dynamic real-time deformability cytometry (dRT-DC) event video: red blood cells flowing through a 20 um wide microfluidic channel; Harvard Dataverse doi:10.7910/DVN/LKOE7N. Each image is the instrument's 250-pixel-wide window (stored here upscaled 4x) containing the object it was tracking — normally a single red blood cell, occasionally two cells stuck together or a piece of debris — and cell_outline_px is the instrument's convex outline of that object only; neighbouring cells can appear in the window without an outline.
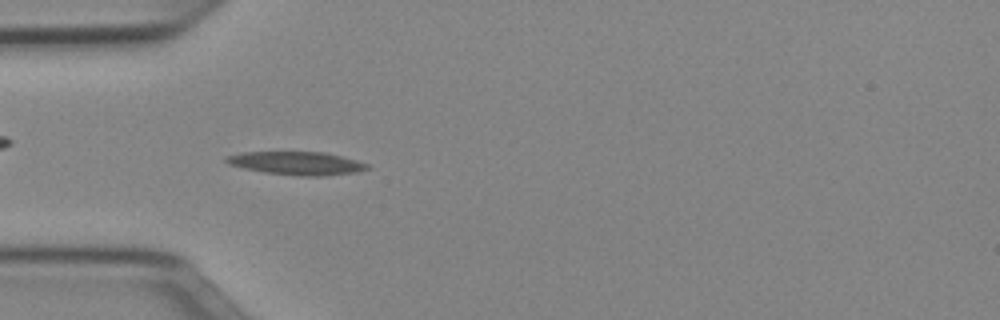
{"species": "Egyptian fruit bat (a non-hibernating species)", "species_latin": "Rousettus aegyptiacus", "temperature_condition": "cold", "stored_images_in_passage": 50, "camera_frame_rate_fps": 3000, "um_per_image_px": 0.085, "animal": {"sex": "female"}, "frame": {"image": 1, "passage_image": 14, "time_ms": 4.333, "image_size_px": [1000, 320], "cell_outline_px": [[372, 168], [356, 172], [324, 176], [300, 176], [264, 172], [244, 168], [228, 164], [224, 160], [224, 156], [244, 152], [324, 152], [356, 160], [368, 164]], "centroid_in_image_um": [25.22, 13.87], "position_along_channel_um": 59.8, "area_um2": 19.07}}
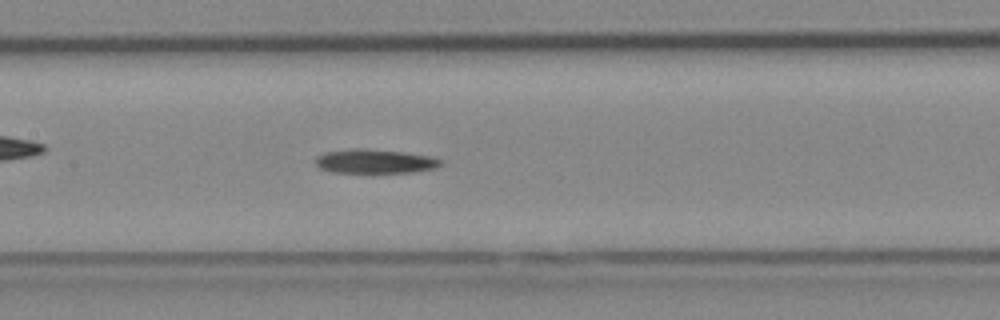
{"frame": {"image": 2, "passage_image": 23, "time_ms": 7.333, "image_size_px": [1000, 320], "cell_outline_px": [[444, 164], [436, 168], [412, 172], [332, 172], [320, 168], [316, 164], [316, 156], [324, 152], [352, 148], [364, 148], [404, 152], [432, 156], [444, 160]], "centroid_in_image_um": [31.91, 13.7], "position_along_channel_um": 175.5, "area_um2": 17.74}}
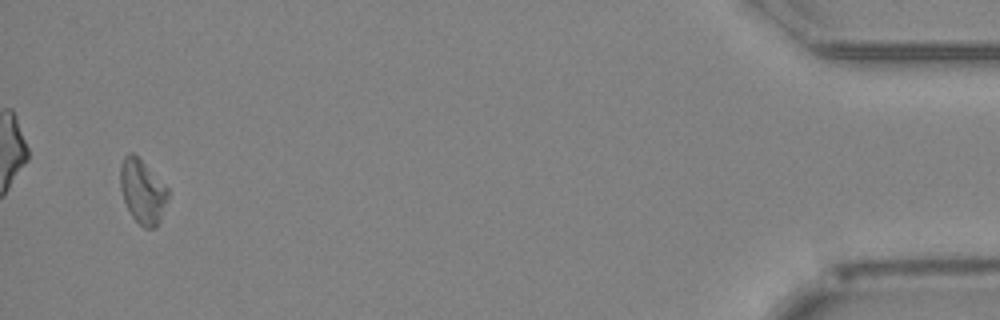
{"frame": {"image": 3, "passage_image": 48, "time_ms": 15.667, "image_size_px": [1000, 320], "cell_outline_px": [[168, 196], [160, 220], [156, 228], [144, 228], [132, 216], [124, 200], [120, 188], [120, 164], [124, 156], [128, 152], [132, 152], [168, 188]], "centroid_in_image_um": [12.09, 16.28], "position_along_channel_um": 423.1, "area_um2": 17.46}}